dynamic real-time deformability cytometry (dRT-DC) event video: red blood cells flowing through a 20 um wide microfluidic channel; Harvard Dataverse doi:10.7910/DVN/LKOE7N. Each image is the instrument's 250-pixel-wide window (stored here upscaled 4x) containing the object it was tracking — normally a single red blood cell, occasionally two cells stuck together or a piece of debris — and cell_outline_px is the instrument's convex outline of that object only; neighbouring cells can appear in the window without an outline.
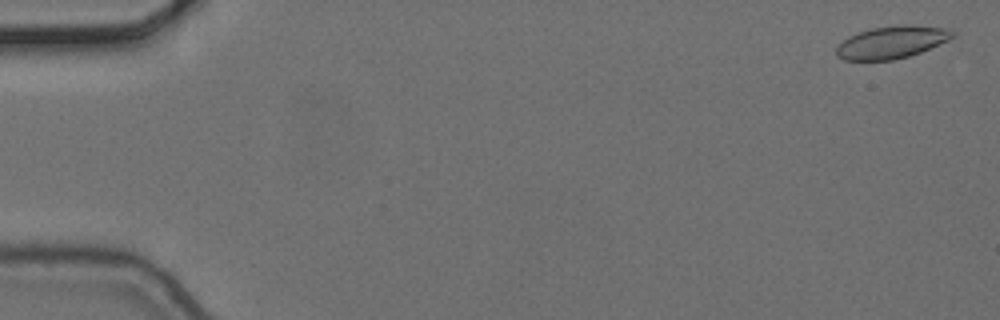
{"species": "common noctule bat (a hibernating species)", "species_latin": "Nyctalus noctula", "temperature_condition": "cold", "stored_images_in_passage": 9, "camera_frame_rate_fps": 3000, "um_per_image_px": 0.085, "animal": {"sex": "female", "body_mass_g": 24.6, "forearm_length_mm": 56.2}, "frame": {"image": 1, "passage_image": 1, "time_ms": 0.0, "image_size_px": [1000, 320], "cell_outline_px": [[956, 36], [948, 40], [920, 52], [908, 56], [892, 60], [844, 60], [836, 56], [836, 48], [848, 36], [872, 28], [900, 24], [908, 24], [952, 28], [956, 32]], "centroid_in_image_um": [75.85, 3.57], "position_along_channel_um": 9.2, "area_um2": 22.08}}
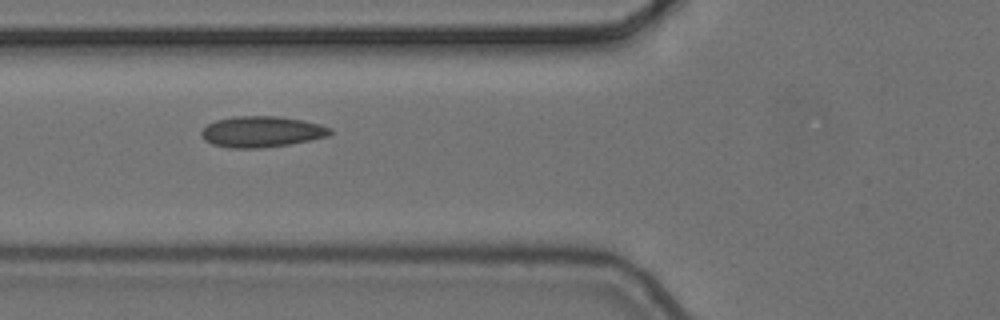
{"frame": {"image": 2, "passage_image": 6, "time_ms": 1.667, "image_size_px": [1000, 320], "cell_outline_px": [[332, 132], [328, 136], [288, 144], [260, 148], [228, 148], [212, 144], [204, 140], [200, 136], [200, 132], [208, 124], [216, 120], [232, 116], [276, 116], [304, 120], [320, 124], [332, 128]], "centroid_in_image_um": [22.21, 11.19], "position_along_channel_um": 103.6, "area_um2": 23.29}}
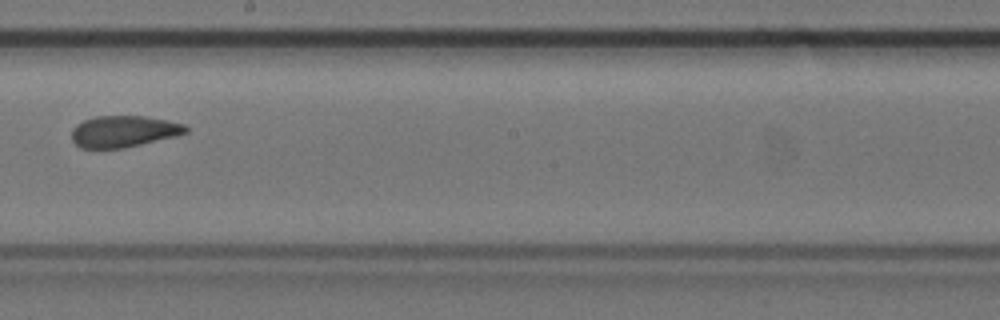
{"frame": {"image": 3, "passage_image": 9, "time_ms": 2.667, "image_size_px": [1000, 320], "cell_outline_px": [[188, 132], [176, 136], [124, 148], [80, 148], [72, 140], [72, 128], [76, 124], [84, 120], [96, 116], [144, 116], [184, 124], [188, 128]], "centroid_in_image_um": [10.49, 11.17], "position_along_channel_um": 237.7, "area_um2": 20.87}}